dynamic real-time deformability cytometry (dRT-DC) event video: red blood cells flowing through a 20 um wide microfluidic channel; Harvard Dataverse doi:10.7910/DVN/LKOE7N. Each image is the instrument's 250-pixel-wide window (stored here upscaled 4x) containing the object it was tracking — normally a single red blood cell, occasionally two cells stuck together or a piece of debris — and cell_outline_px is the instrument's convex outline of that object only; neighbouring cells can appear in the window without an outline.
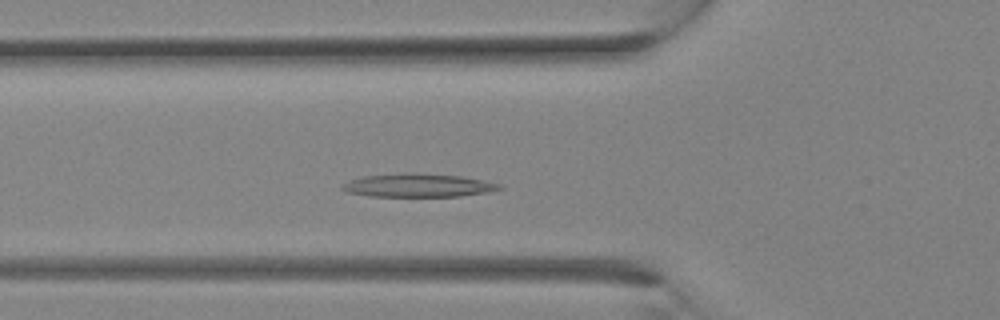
{"species": "Egyptian fruit bat (a non-hibernating species)", "species_latin": "Rousettus aegyptiacus", "temperature_condition": "room temperature", "stored_images_in_passage": 10, "camera_frame_rate_fps": 3000, "um_per_image_px": 0.085, "animal": {"sex": "female"}, "frame": {"image": 1, "passage_image": 4, "time_ms": 1.0, "image_size_px": [1000, 320], "cell_outline_px": [[504, 188], [484, 192], [460, 196], [372, 196], [348, 192], [340, 188], [348, 180], [364, 176], [412, 172], [460, 176], [484, 180], [500, 184]], "centroid_in_image_um": [35.53, 15.74], "position_along_channel_um": 90.3, "area_um2": 21.15}}
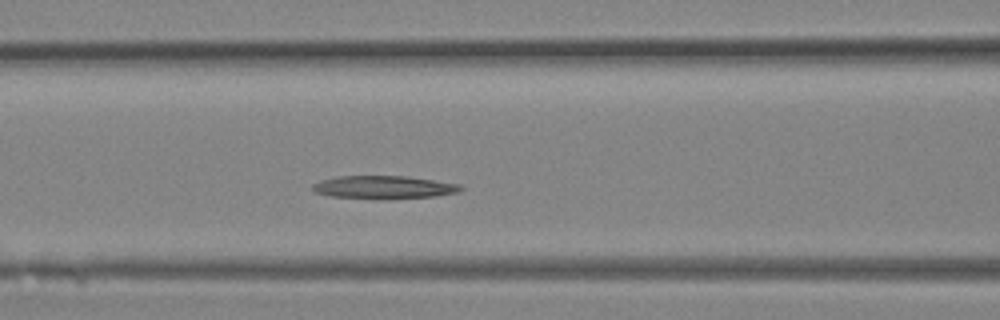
{"frame": {"image": 2, "passage_image": 6, "time_ms": 1.667, "image_size_px": [1000, 320], "cell_outline_px": [[464, 188], [460, 192], [436, 196], [388, 200], [380, 200], [332, 196], [316, 192], [312, 188], [312, 184], [320, 180], [336, 176], [408, 176], [460, 184]], "centroid_in_image_um": [32.66, 15.93], "position_along_channel_um": 133.9, "area_um2": 20.29}}
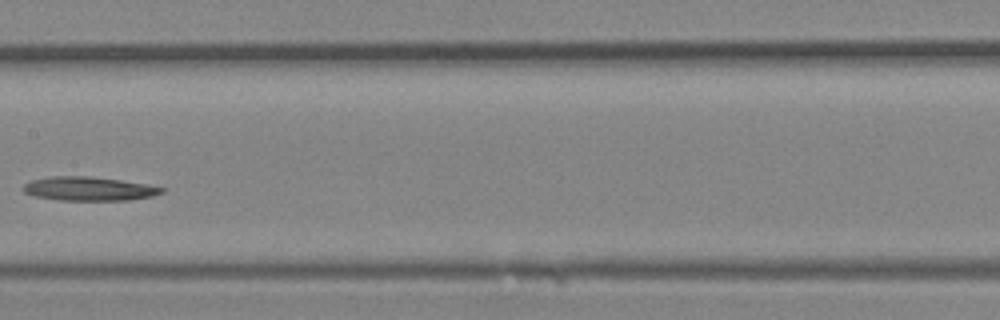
{"frame": {"image": 3, "passage_image": 9, "time_ms": 2.667, "image_size_px": [1000, 320], "cell_outline_px": [[164, 192], [152, 196], [128, 200], [60, 200], [36, 196], [24, 192], [20, 188], [24, 184], [32, 180], [48, 176], [88, 176], [120, 180], [148, 184], [164, 188]], "centroid_in_image_um": [7.54, 16.04], "position_along_channel_um": 199.9, "area_um2": 19.25}}